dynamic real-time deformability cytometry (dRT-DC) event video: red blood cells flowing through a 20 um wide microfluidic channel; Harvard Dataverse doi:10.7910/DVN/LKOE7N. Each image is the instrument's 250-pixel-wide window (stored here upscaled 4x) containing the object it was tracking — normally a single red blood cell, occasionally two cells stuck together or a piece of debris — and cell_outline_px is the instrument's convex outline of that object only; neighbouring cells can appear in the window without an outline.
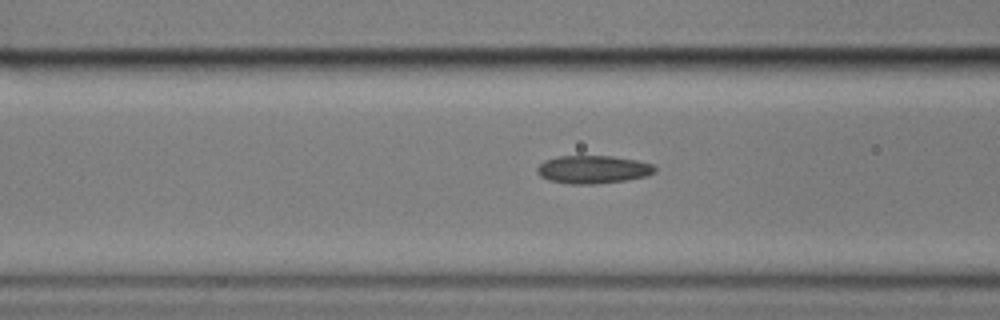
{"species": "common noctule bat (a hibernating species)", "species_latin": "Nyctalus noctula", "temperature_condition": "cold", "stored_images_in_passage": 31, "camera_frame_rate_fps": 3000, "um_per_image_px": 0.085, "animal": {"sex": "male", "body_mass_g": 17.9}, "frame": {"image": 1, "passage_image": 12, "time_ms": 3.667, "image_size_px": [1000, 320], "cell_outline_px": [[656, 172], [648, 176], [628, 180], [596, 184], [568, 184], [548, 180], [540, 176], [536, 172], [536, 168], [544, 160], [556, 156], [612, 156], [636, 160], [652, 164], [656, 168]], "centroid_in_image_um": [50.4, 14.41], "position_along_channel_um": 116.2, "area_um2": 19.48}}
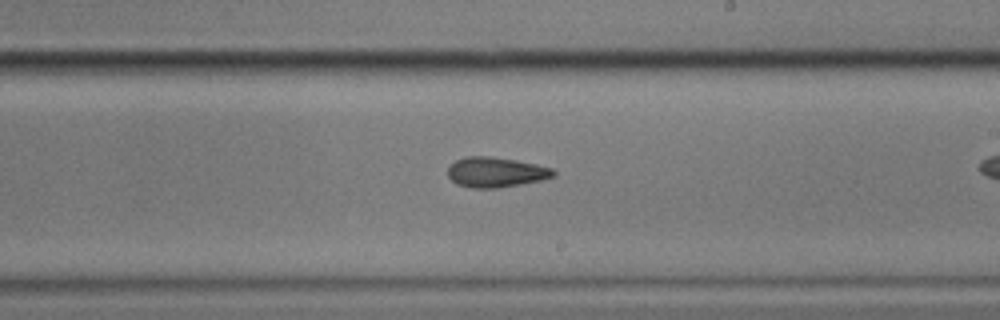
{"frame": {"image": 2, "passage_image": 23, "time_ms": 7.333, "image_size_px": [1000, 320], "cell_outline_px": [[556, 176], [544, 180], [496, 188], [472, 188], [456, 184], [448, 176], [448, 168], [456, 160], [468, 156], [488, 156], [516, 160], [536, 164], [552, 168], [556, 172]], "centroid_in_image_um": [42.17, 14.64], "position_along_channel_um": 246.8, "area_um2": 18.55}}
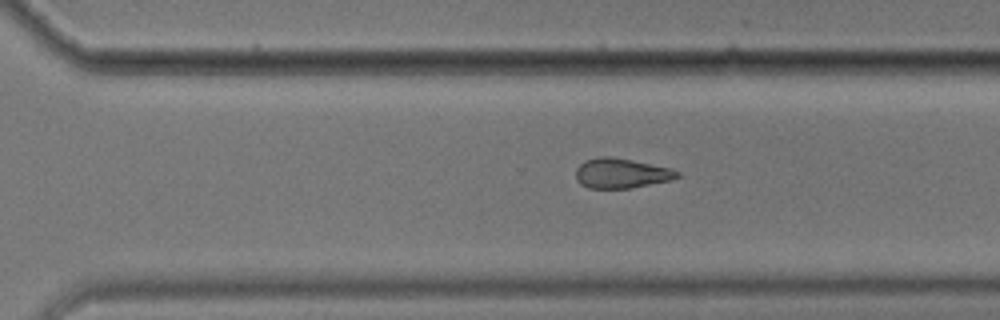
{"frame": {"image": 3, "passage_image": 29, "time_ms": 9.333, "image_size_px": [1000, 320], "cell_outline_px": [[680, 176], [672, 180], [628, 188], [588, 188], [580, 184], [576, 180], [576, 168], [584, 160], [600, 156], [608, 156], [672, 168], [680, 172]], "centroid_in_image_um": [52.79, 14.73], "position_along_channel_um": 317.8, "area_um2": 17.63}}